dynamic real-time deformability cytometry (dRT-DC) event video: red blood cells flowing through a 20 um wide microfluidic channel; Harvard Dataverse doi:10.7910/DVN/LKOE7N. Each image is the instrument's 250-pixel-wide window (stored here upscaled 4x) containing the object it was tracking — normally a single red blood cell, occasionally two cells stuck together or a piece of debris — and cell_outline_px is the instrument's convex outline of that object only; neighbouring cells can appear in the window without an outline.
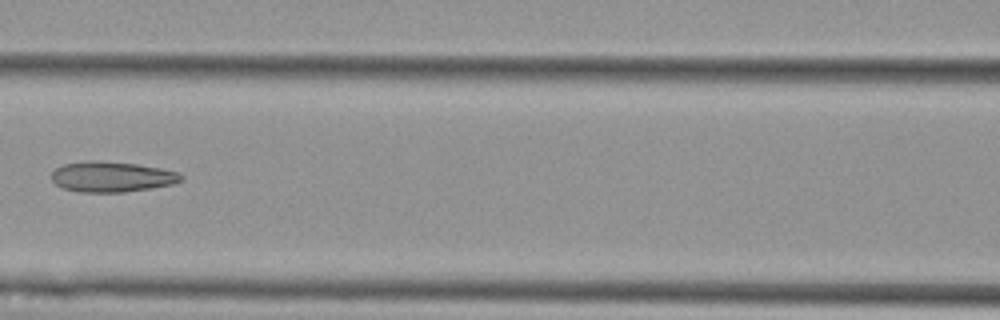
{"species": "Egyptian fruit bat (a non-hibernating species)", "species_latin": "Rousettus aegyptiacus", "temperature_condition": "cold", "stored_images_in_passage": 8, "camera_frame_rate_fps": 3000, "um_per_image_px": 0.085, "animal": {"sex": "female"}, "frame": {"image": 1, "passage_image": 7, "time_ms": 7.333, "image_size_px": [1000, 320], "cell_outline_px": [[184, 180], [172, 184], [152, 188], [124, 192], [80, 192], [64, 188], [56, 184], [52, 180], [52, 172], [56, 168], [64, 164], [88, 160], [96, 160], [136, 164], [160, 168], [180, 172], [184, 176]], "centroid_in_image_um": [9.54, 15.02], "position_along_channel_um": 157.1, "area_um2": 23.06}}
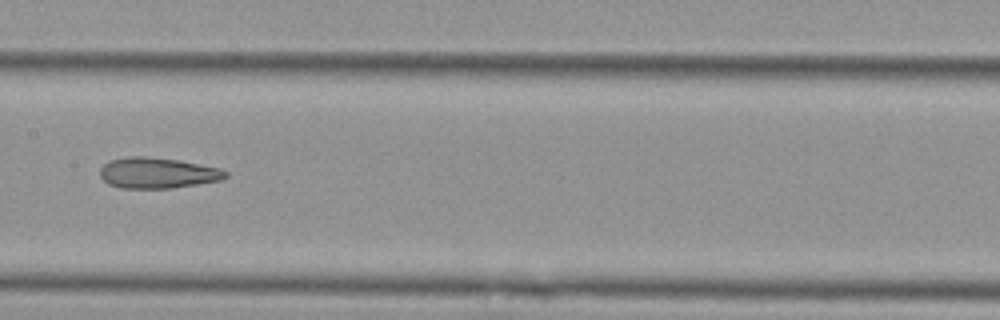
{"frame": {"image": 2, "passage_image": 8, "time_ms": 8.333, "image_size_px": [1000, 320], "cell_outline_px": [[228, 176], [220, 180], [172, 188], [120, 188], [108, 184], [100, 176], [100, 168], [108, 160], [128, 156], [144, 156], [180, 160], [220, 168], [228, 172]], "centroid_in_image_um": [13.37, 14.69], "position_along_channel_um": 194.0, "area_um2": 22.6}}